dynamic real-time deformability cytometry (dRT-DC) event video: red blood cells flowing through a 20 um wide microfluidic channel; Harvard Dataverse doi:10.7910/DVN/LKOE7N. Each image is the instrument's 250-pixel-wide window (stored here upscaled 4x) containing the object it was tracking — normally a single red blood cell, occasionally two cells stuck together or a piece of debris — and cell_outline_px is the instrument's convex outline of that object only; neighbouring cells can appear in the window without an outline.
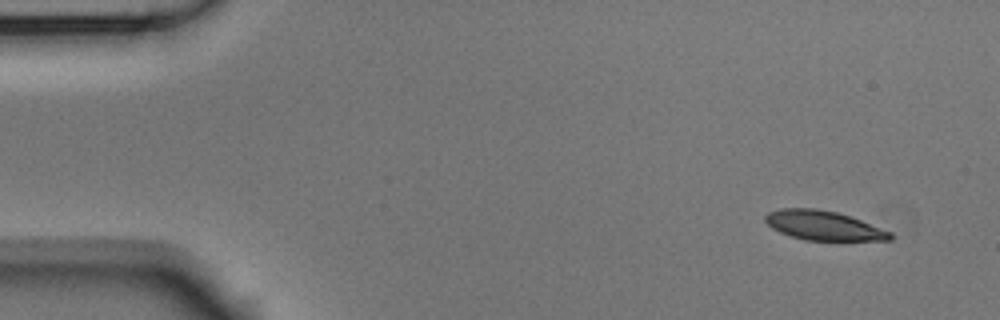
{"species": "Egyptian fruit bat (a non-hibernating species)", "species_latin": "Rousettus aegyptiacus", "temperature_condition": "room temperature", "stored_images_in_passage": 4, "camera_frame_rate_fps": 3000, "um_per_image_px": 0.085, "animal": {"sex": "male"}, "frame": {"image": 1, "passage_image": 1, "time_ms": 0.0, "image_size_px": [1000, 320], "cell_outline_px": [[892, 240], [804, 240], [780, 232], [772, 228], [764, 220], [764, 216], [768, 212], [780, 208], [816, 208], [836, 212], [860, 220], [892, 232]], "centroid_in_image_um": [69.96, 19.16], "position_along_channel_um": 15.0, "area_um2": 21.21}}
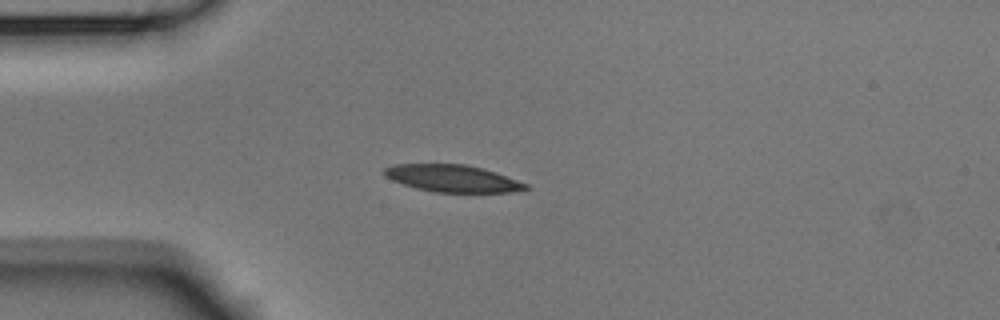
{"frame": {"image": 2, "passage_image": 4, "time_ms": 1.0, "image_size_px": [1000, 320], "cell_outline_px": [[528, 188], [512, 192], [432, 192], [416, 188], [392, 180], [384, 176], [384, 168], [396, 164], [464, 164], [496, 172], [528, 184]], "centroid_in_image_um": [38.45, 15.16], "position_along_channel_um": 46.6, "area_um2": 22.14}}